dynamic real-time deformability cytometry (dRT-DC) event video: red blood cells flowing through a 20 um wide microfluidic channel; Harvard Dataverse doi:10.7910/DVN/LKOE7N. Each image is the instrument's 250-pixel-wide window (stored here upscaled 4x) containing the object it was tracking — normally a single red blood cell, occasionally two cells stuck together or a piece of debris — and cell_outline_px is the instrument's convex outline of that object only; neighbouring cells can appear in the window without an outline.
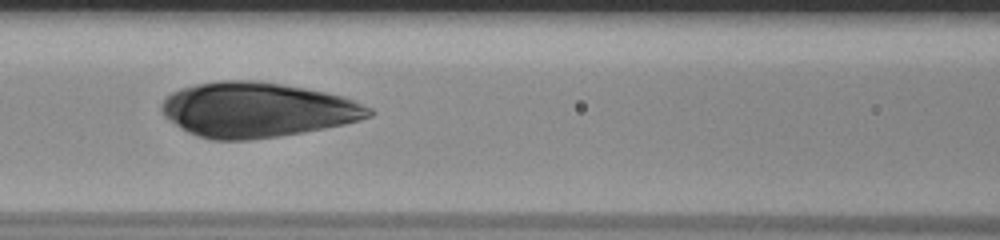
{"species": "human", "species_latin": "Homo sapiens", "temperature_condition": "room temperature", "stored_images_in_passage": 51, "camera_frame_rate_fps": 3000, "um_per_image_px": 0.085, "donor": {"sex": "male"}, "frame": {"image": 1, "passage_image": 24, "time_ms": 7.667, "image_size_px": [1000, 240], "cell_outline_px": [[376, 112], [372, 116], [360, 120], [344, 124], [304, 132], [280, 136], [248, 140], [212, 140], [196, 136], [180, 128], [168, 120], [164, 116], [160, 108], [160, 104], [172, 92], [180, 88], [196, 84], [220, 80], [256, 80], [304, 88], [324, 92], [340, 96], [352, 100], [372, 108]], "centroid_in_image_um": [21.82, 9.34], "position_along_channel_um": 144.8, "area_um2": 66.41}}
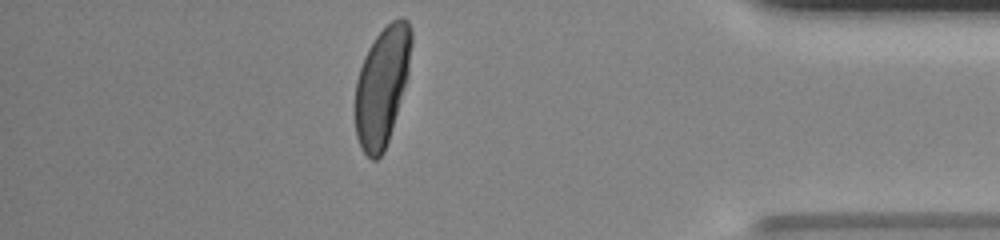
{"frame": {"image": 2, "passage_image": 51, "time_ms": 16.667, "image_size_px": [1000, 240], "cell_outline_px": [[412, 40], [408, 72], [392, 128], [384, 152], [376, 160], [372, 160], [364, 152], [356, 136], [356, 80], [364, 56], [368, 48], [376, 36], [392, 20], [400, 16], [404, 16], [408, 20], [412, 32]], "centroid_in_image_um": [32.48, 7.27], "position_along_channel_um": 402.7, "area_um2": 38.38}}